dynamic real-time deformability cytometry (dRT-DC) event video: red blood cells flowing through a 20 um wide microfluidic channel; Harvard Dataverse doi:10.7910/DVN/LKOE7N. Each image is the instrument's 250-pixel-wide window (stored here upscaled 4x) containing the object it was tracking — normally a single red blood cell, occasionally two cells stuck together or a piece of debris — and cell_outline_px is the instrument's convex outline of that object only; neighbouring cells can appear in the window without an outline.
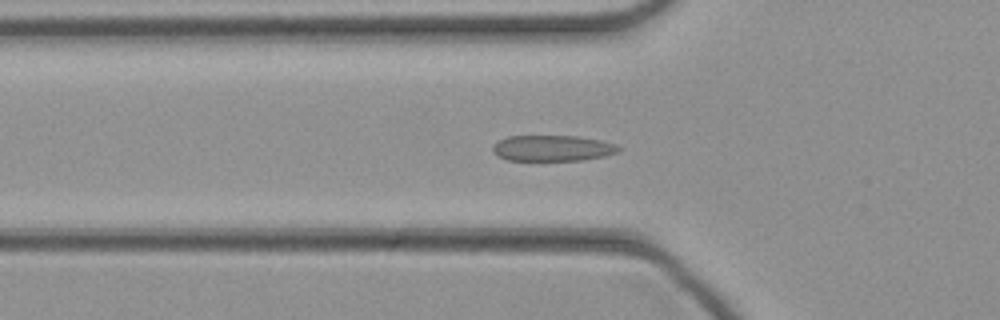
{"species": "common noctule bat (a hibernating species)", "species_latin": "Nyctalus noctula", "temperature_condition": "cold", "stored_images_in_passage": 46, "camera_frame_rate_fps": 3000, "um_per_image_px": 0.085, "animal": {"sex": "female", "body_mass_g": 21.9}, "frame": {"image": 1, "passage_image": 15, "time_ms": 4.667, "image_size_px": [1000, 320], "cell_outline_px": [[624, 148], [616, 152], [604, 156], [584, 160], [508, 160], [496, 156], [492, 152], [492, 144], [508, 136], [576, 136], [600, 140], [616, 144]], "centroid_in_image_um": [46.95, 12.59], "position_along_channel_um": 78.9, "area_um2": 19.07}}
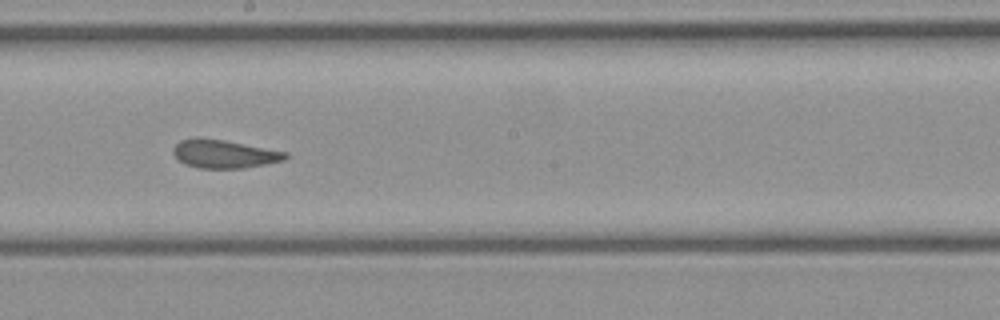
{"frame": {"image": 2, "passage_image": 25, "time_ms": 8.0, "image_size_px": [1000, 320], "cell_outline_px": [[288, 156], [284, 160], [244, 168], [200, 168], [184, 164], [176, 160], [172, 152], [172, 148], [180, 140], [224, 140], [288, 152]], "centroid_in_image_um": [19.05, 13.11], "position_along_channel_um": 229.1, "area_um2": 18.09}}
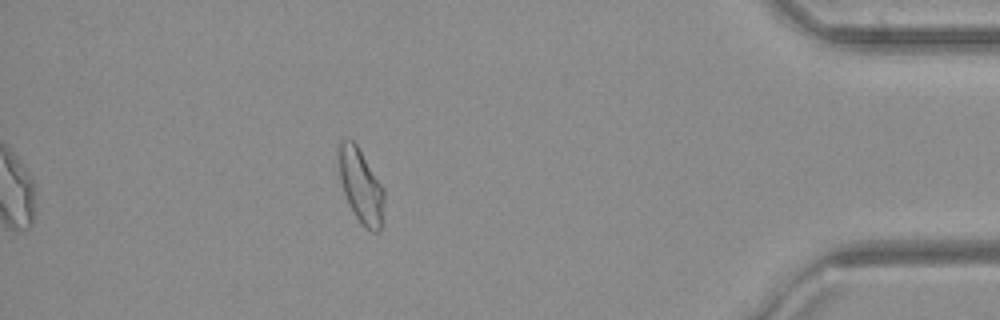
{"frame": {"image": 3, "passage_image": 40, "time_ms": 13.0, "image_size_px": [1000, 320], "cell_outline_px": [[384, 200], [380, 232], [372, 232], [364, 228], [360, 224], [348, 204], [340, 180], [340, 140], [352, 140], [356, 144], [384, 188]], "centroid_in_image_um": [30.7, 15.88], "position_along_channel_um": 404.5, "area_um2": 19.31}}